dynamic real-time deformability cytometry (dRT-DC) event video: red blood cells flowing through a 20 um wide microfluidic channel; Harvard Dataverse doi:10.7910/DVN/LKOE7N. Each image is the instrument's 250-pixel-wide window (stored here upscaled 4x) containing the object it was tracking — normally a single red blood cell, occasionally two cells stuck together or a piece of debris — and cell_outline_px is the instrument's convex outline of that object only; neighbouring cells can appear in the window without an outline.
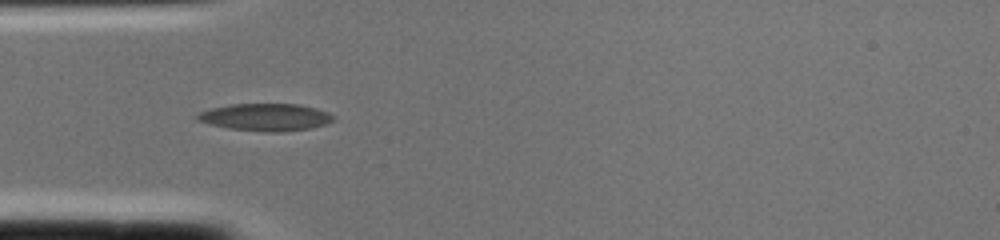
{"species": "common noctule bat (a hibernating species)", "species_latin": "Nyctalus noctula", "temperature_condition": "cold", "stored_images_in_passage": 1, "camera_frame_rate_fps": 3000, "um_per_image_px": 0.085, "animal": {"sex": "female", "body_mass_g": 22.0, "forearm_length_mm": 56.7}, "frame": {"image": 1, "passage_image": 1, "time_ms": 0.0, "image_size_px": [1000, 240], "cell_outline_px": [[336, 120], [324, 124], [308, 128], [280, 132], [264, 132], [228, 128], [208, 124], [196, 120], [196, 116], [200, 112], [212, 108], [232, 104], [300, 104], [316, 108], [328, 112], [336, 116]], "centroid_in_image_um": [22.59, 9.96], "position_along_channel_um": 62.4, "area_um2": 21.68}}